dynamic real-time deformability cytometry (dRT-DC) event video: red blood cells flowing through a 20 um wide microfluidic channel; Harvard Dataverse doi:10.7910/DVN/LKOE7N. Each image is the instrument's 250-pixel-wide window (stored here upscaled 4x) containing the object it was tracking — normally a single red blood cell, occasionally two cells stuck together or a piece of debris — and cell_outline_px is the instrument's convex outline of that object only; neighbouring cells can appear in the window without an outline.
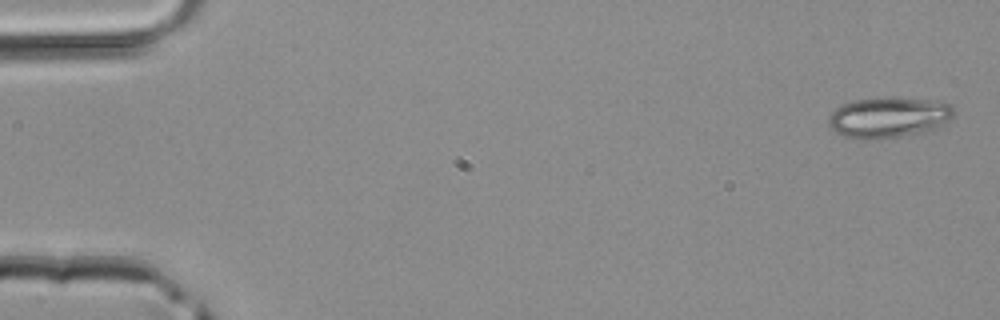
{"species": "common noctule bat (a hibernating species)", "species_latin": "Nyctalus noctula", "temperature_condition": "room temperature", "stored_images_in_passage": 4, "camera_frame_rate_fps": 3000, "um_per_image_px": 0.085, "animal": {"sex": "male", "body_mass_g": 20.4}, "frame": {"image": 1, "passage_image": 1, "time_ms": 0.0, "image_size_px": [1000, 320], "cell_outline_px": [[956, 112], [940, 128], [924, 132], [900, 136], [872, 140], [864, 140], [844, 136], [836, 132], [828, 124], [828, 120], [832, 112], [836, 108], [844, 104], [856, 100], [940, 100], [952, 104]], "centroid_in_image_um": [75.58, 10.03], "position_along_channel_um": 9.4, "area_um2": 29.07}}